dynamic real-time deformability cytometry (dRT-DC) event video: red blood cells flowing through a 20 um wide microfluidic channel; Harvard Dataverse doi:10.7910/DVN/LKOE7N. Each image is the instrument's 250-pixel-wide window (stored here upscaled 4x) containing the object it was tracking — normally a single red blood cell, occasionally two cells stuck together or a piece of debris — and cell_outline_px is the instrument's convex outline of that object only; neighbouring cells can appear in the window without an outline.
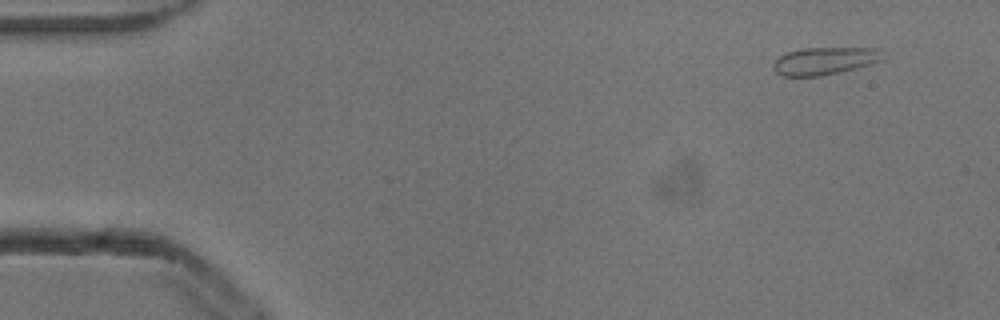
{"species": "common noctule bat (a hibernating species)", "species_latin": "Nyctalus noctula", "temperature_condition": "cold", "stored_images_in_passage": 6, "camera_frame_rate_fps": 3000, "um_per_image_px": 0.085, "animal": {"sex": "male", "body_mass_g": 13.3}, "frame": {"image": 1, "passage_image": 2, "time_ms": 0.333, "image_size_px": [1000, 320], "cell_outline_px": [[884, 60], [820, 76], [780, 76], [772, 68], [772, 64], [780, 56], [788, 52], [800, 48], [884, 48]], "centroid_in_image_um": [70.1, 5.16], "position_along_channel_um": 14.9, "area_um2": 17.51}}
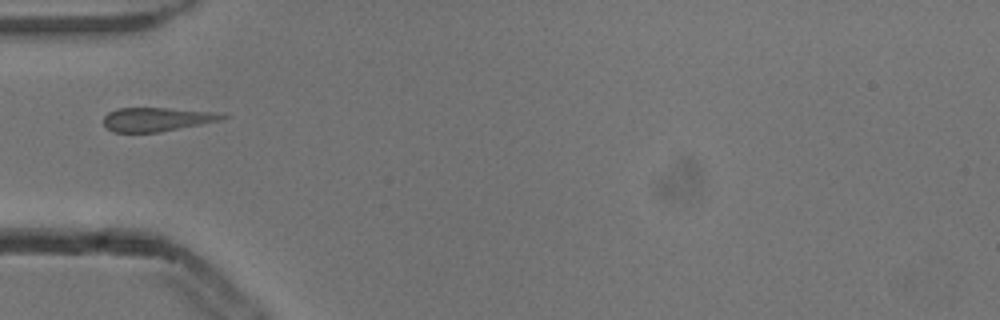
{"frame": {"image": 2, "passage_image": 5, "time_ms": 1.333, "image_size_px": [1000, 320], "cell_outline_px": [[232, 116], [220, 120], [160, 132], [112, 132], [104, 124], [104, 116], [108, 112], [116, 108], [168, 108], [216, 112]], "centroid_in_image_um": [13.33, 10.13], "position_along_channel_um": 71.7, "area_um2": 16.47}}